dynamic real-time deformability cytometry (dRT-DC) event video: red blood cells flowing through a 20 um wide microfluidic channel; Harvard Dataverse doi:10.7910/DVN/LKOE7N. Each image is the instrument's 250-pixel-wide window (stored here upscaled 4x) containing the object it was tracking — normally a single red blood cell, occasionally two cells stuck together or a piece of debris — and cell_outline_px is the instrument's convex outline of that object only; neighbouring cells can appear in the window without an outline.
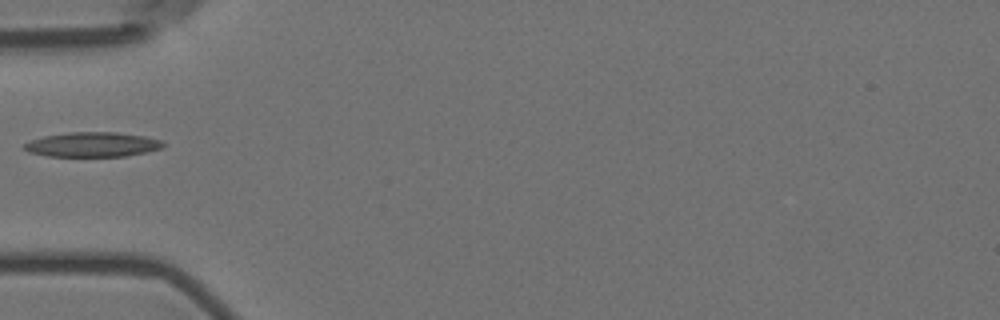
{"species": "Egyptian fruit bat (a non-hibernating species)", "species_latin": "Rousettus aegyptiacus", "temperature_condition": "room temperature", "stored_images_in_passage": 7, "camera_frame_rate_fps": 3000, "um_per_image_px": 0.085, "animal": {"sex": "female"}, "frame": {"image": 1, "passage_image": 6, "time_ms": 1.667, "image_size_px": [1000, 320], "cell_outline_px": [[168, 144], [164, 148], [124, 156], [48, 156], [28, 152], [24, 148], [24, 144], [32, 140], [44, 136], [68, 132], [116, 132], [144, 136], [160, 140]], "centroid_in_image_um": [7.89, 12.28], "position_along_channel_um": 77.1, "area_um2": 19.94}}
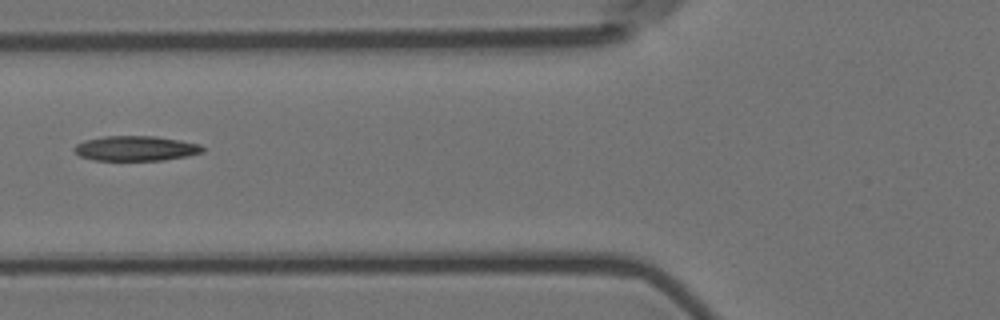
{"frame": {"image": 2, "passage_image": 7, "time_ms": 2.0, "image_size_px": [1000, 320], "cell_outline_px": [[204, 152], [188, 156], [164, 160], [92, 160], [80, 156], [72, 148], [76, 144], [84, 140], [104, 136], [156, 136], [180, 140], [200, 144], [204, 148]], "centroid_in_image_um": [11.54, 12.61], "position_along_channel_um": 114.3, "area_um2": 18.79}}